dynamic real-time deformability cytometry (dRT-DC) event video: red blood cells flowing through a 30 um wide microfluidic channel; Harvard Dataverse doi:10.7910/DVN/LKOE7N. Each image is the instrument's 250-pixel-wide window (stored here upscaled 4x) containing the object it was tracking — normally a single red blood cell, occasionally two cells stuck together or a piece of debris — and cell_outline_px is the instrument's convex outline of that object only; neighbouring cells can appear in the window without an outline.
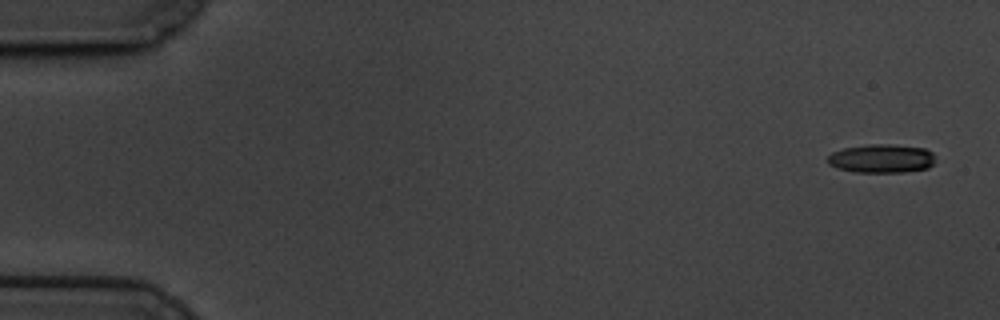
{"species": "common noctule bat (a hibernating species)", "species_latin": "Nyctalus noctula", "temperature_condition": "cold", "stored_images_in_passage": 27, "camera_frame_rate_fps": 3000, "um_per_image_px": 0.085, "animal": {"sex": "male", "body_mass_g": 19.5, "forearm_length_mm": 54.6}, "frame": {"image": 1, "passage_image": 1, "time_ms": 0.0, "image_size_px": [1000, 320], "cell_outline_px": [[932, 164], [928, 168], [904, 172], [856, 172], [836, 168], [828, 164], [828, 156], [832, 152], [844, 148], [868, 144], [892, 144], [924, 148], [932, 152]], "centroid_in_image_um": [74.89, 13.47], "position_along_channel_um": 10.1, "area_um2": 17.92}}
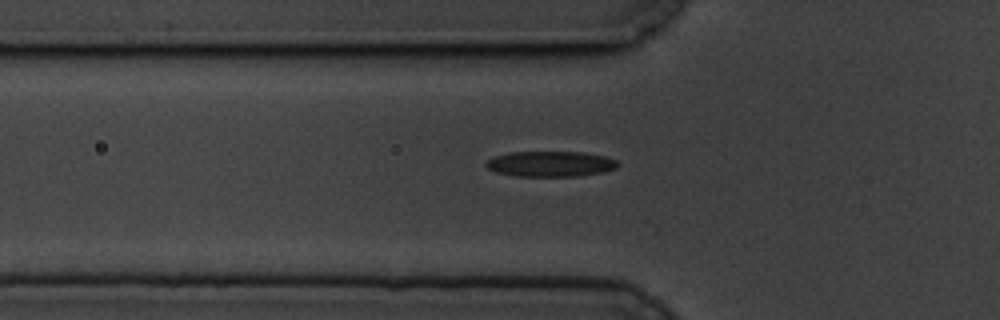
{"frame": {"image": 2, "passage_image": 19, "time_ms": 6.0, "image_size_px": [1000, 320], "cell_outline_px": [[620, 164], [616, 168], [604, 172], [580, 176], [516, 176], [496, 172], [488, 168], [484, 164], [488, 160], [496, 156], [512, 152], [584, 152], [604, 156], [616, 160]], "centroid_in_image_um": [46.83, 13.93], "position_along_channel_um": 79.0, "area_um2": 19.54}}
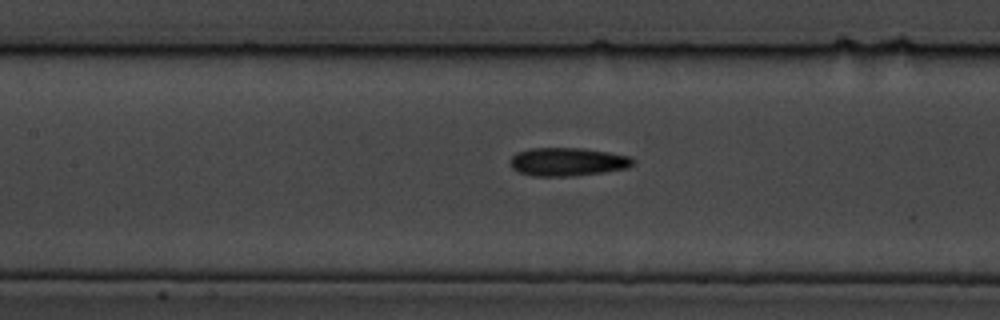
{"frame": {"image": 3, "passage_image": 26, "time_ms": 8.333, "image_size_px": [1000, 320], "cell_outline_px": [[636, 160], [628, 168], [604, 172], [572, 176], [532, 176], [520, 172], [512, 168], [512, 156], [516, 152], [532, 148], [584, 148], [632, 156]], "centroid_in_image_um": [48.29, 13.75], "position_along_channel_um": 159.1, "area_um2": 20.29}}